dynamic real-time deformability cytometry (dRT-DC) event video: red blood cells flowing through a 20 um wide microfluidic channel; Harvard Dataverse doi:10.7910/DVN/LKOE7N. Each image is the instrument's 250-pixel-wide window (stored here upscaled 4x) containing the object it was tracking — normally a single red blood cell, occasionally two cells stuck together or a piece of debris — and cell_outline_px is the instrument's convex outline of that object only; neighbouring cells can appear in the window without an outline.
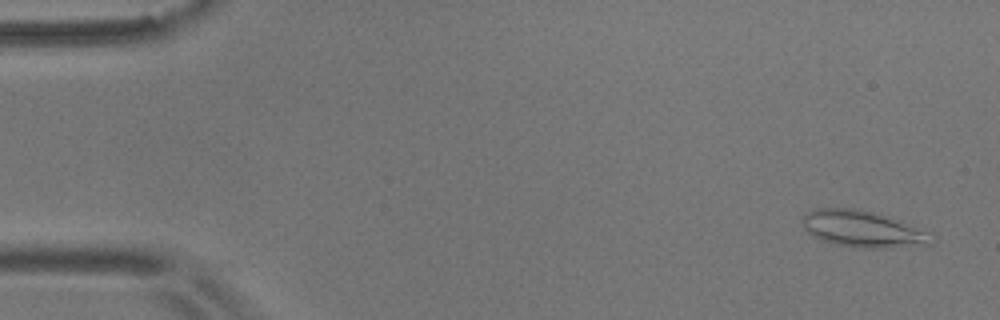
{"species": "common noctule bat (a hibernating species)", "species_latin": "Nyctalus noctula", "temperature_condition": "room temperature", "stored_images_in_passage": 10, "camera_frame_rate_fps": 3000, "um_per_image_px": 0.085, "animal": {"sex": "male", "body_mass_g": 17.9}, "frame": {"image": 1, "passage_image": 3, "time_ms": 0.667, "image_size_px": [1000, 320], "cell_outline_px": [[932, 244], [884, 248], [860, 248], [836, 244], [820, 240], [812, 236], [804, 228], [800, 220], [800, 216], [816, 208], [856, 208], [888, 216], [928, 232]], "centroid_in_image_um": [73.24, 19.46], "position_along_channel_um": 11.8, "area_um2": 27.34}}